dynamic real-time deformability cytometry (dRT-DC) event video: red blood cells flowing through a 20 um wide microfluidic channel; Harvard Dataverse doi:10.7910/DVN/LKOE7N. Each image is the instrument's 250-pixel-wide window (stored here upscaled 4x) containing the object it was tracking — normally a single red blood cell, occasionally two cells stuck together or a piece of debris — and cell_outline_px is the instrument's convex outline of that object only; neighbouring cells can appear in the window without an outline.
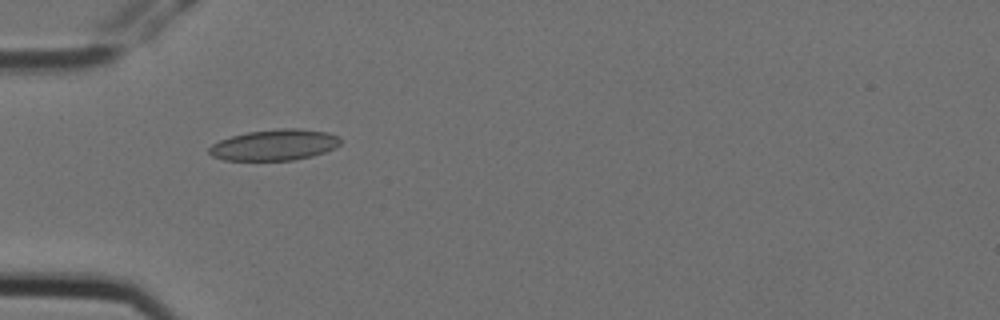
{"species": "Egyptian fruit bat (a non-hibernating species)", "species_latin": "Rousettus aegyptiacus", "temperature_condition": "cold", "stored_images_in_passage": 2, "camera_frame_rate_fps": 3000, "um_per_image_px": 0.085, "animal": {"sex": "female"}, "frame": {"image": 1, "passage_image": 1, "time_ms": 0.0, "image_size_px": [1000, 320], "cell_outline_px": [[340, 144], [336, 148], [312, 156], [292, 160], [224, 160], [212, 156], [208, 152], [208, 148], [212, 144], [220, 140], [232, 136], [248, 132], [280, 128], [300, 128], [328, 132], [340, 136]], "centroid_in_image_um": [23.35, 12.31], "position_along_channel_um": 61.6, "area_um2": 23.81}}
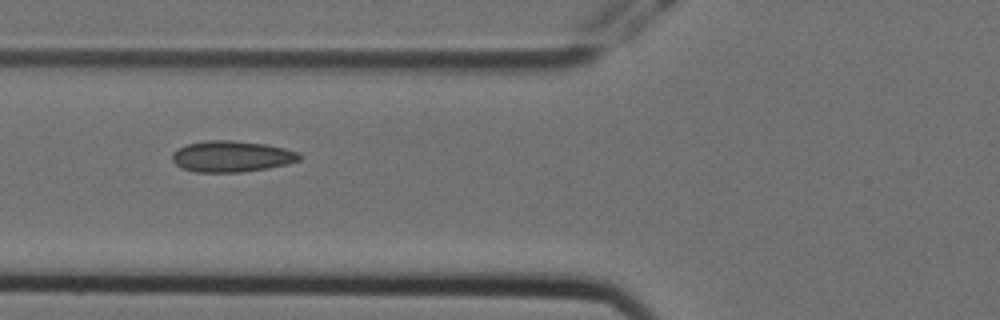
{"frame": {"image": 2, "passage_image": 2, "time_ms": 0.333, "image_size_px": [1000, 320], "cell_outline_px": [[300, 160], [288, 164], [268, 168], [240, 172], [196, 172], [184, 168], [176, 164], [172, 160], [172, 152], [188, 144], [204, 140], [232, 140], [264, 144], [284, 148], [300, 152]], "centroid_in_image_um": [19.71, 13.29], "position_along_channel_um": 106.1, "area_um2": 23.0}}